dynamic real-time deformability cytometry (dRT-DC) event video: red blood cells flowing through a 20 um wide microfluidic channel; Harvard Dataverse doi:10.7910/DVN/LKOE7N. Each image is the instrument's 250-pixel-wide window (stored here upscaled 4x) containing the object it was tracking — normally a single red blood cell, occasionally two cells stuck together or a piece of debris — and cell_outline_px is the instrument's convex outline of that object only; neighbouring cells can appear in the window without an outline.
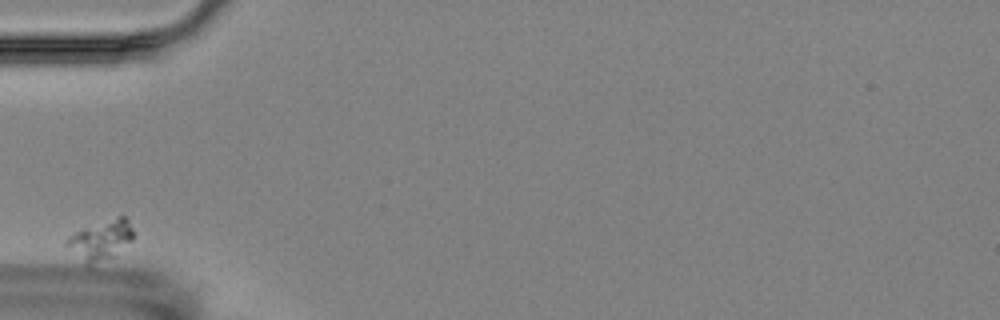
{"species": "Egyptian fruit bat (a non-hibernating species)", "species_latin": "Rousettus aegyptiacus", "temperature_condition": "room temperature", "stored_images_in_passage": 6, "camera_frame_rate_fps": 3000, "um_per_image_px": 0.085, "animal": {"sex": "female"}, "frame": {"image": 1, "passage_image": 1, "time_ms": 0.0, "image_size_px": [1000, 320], "cell_outline_px": [[132, 240], [112, 256], [88, 264], [84, 264], [64, 244], [64, 240], [68, 236], [76, 232], [120, 216], [124, 216], [128, 220], [132, 228]], "centroid_in_image_um": [8.52, 20.41], "position_along_channel_um": 76.5, "area_um2": 14.62}}
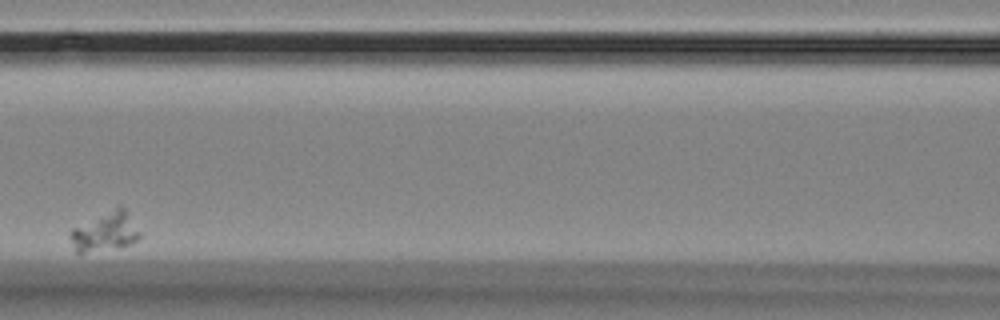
{"frame": {"image": 2, "passage_image": 4, "time_ms": 3.333, "image_size_px": [1000, 320], "cell_outline_px": [[140, 236], [136, 240], [128, 244], [84, 252], [76, 252], [68, 236], [68, 232], [72, 228], [116, 208], [124, 208], [140, 232]], "centroid_in_image_um": [8.88, 19.7], "position_along_channel_um": 157.7, "area_um2": 14.97}}
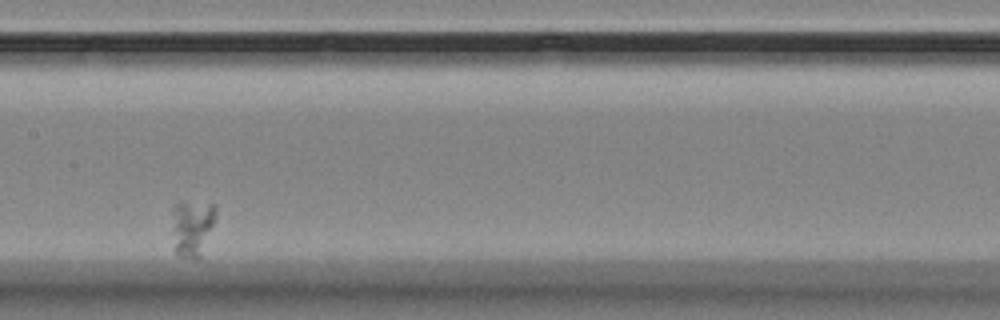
{"frame": {"image": 3, "passage_image": 5, "time_ms": 4.667, "image_size_px": [1000, 320], "cell_outline_px": [[216, 212], [200, 260], [196, 260], [176, 256], [172, 208], [176, 204], [216, 204]], "centroid_in_image_um": [16.34, 19.43], "position_along_channel_um": 191.1, "area_um2": 13.87}}